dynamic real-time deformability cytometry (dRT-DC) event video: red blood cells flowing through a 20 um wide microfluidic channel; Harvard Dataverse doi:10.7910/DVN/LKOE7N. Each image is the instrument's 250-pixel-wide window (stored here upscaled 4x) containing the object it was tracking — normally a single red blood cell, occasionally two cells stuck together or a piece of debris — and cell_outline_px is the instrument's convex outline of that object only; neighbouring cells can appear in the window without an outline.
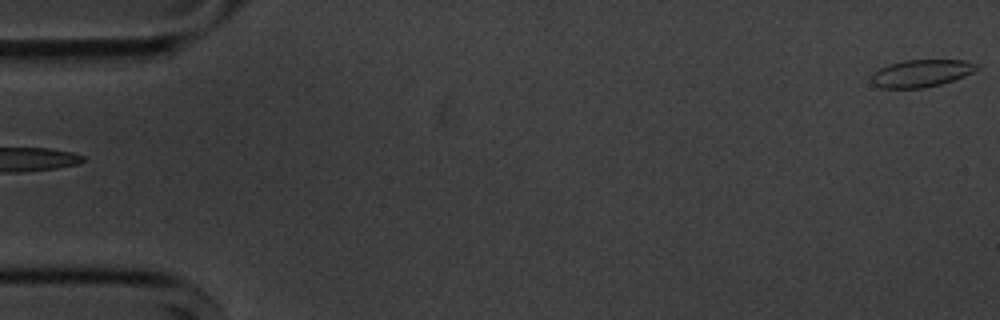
{"species": "common noctule bat (a hibernating species)", "species_latin": "Nyctalus noctula", "temperature_condition": "cold", "stored_images_in_passage": 3, "camera_frame_rate_fps": 3000, "um_per_image_px": 0.085, "animal": {"sex": "male", "body_mass_g": 20.1, "forearm_length_mm": 53.5}, "frame": {"image": 1, "passage_image": 3, "time_ms": 3.333, "image_size_px": [1000, 320], "cell_outline_px": [[980, 68], [964, 76], [940, 84], [920, 88], [880, 88], [872, 84], [872, 76], [880, 68], [888, 64], [904, 60], [964, 60], [980, 64]], "centroid_in_image_um": [78.33, 6.22], "position_along_channel_um": 6.7, "area_um2": 16.7}}